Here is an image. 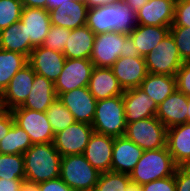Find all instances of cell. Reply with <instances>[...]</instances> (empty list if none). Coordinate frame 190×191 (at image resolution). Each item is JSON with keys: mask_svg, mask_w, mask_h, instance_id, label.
I'll use <instances>...</instances> for the list:
<instances>
[{"mask_svg": "<svg viewBox=\"0 0 190 191\" xmlns=\"http://www.w3.org/2000/svg\"><path fill=\"white\" fill-rule=\"evenodd\" d=\"M87 87L97 101L122 96L124 92L111 68L94 67Z\"/></svg>", "mask_w": 190, "mask_h": 191, "instance_id": "obj_23", "label": "cell"}, {"mask_svg": "<svg viewBox=\"0 0 190 191\" xmlns=\"http://www.w3.org/2000/svg\"><path fill=\"white\" fill-rule=\"evenodd\" d=\"M25 183H39L60 177L61 154L53 142L33 144L24 154Z\"/></svg>", "mask_w": 190, "mask_h": 191, "instance_id": "obj_2", "label": "cell"}, {"mask_svg": "<svg viewBox=\"0 0 190 191\" xmlns=\"http://www.w3.org/2000/svg\"><path fill=\"white\" fill-rule=\"evenodd\" d=\"M25 184V179L0 178V191H21Z\"/></svg>", "mask_w": 190, "mask_h": 191, "instance_id": "obj_44", "label": "cell"}, {"mask_svg": "<svg viewBox=\"0 0 190 191\" xmlns=\"http://www.w3.org/2000/svg\"><path fill=\"white\" fill-rule=\"evenodd\" d=\"M170 27L138 24L129 34L141 57H146L169 33Z\"/></svg>", "mask_w": 190, "mask_h": 191, "instance_id": "obj_27", "label": "cell"}, {"mask_svg": "<svg viewBox=\"0 0 190 191\" xmlns=\"http://www.w3.org/2000/svg\"><path fill=\"white\" fill-rule=\"evenodd\" d=\"M58 98L74 116L76 122L92 125L97 100L91 95L88 87L61 93Z\"/></svg>", "mask_w": 190, "mask_h": 191, "instance_id": "obj_13", "label": "cell"}, {"mask_svg": "<svg viewBox=\"0 0 190 191\" xmlns=\"http://www.w3.org/2000/svg\"><path fill=\"white\" fill-rule=\"evenodd\" d=\"M0 178L25 179L22 154H0Z\"/></svg>", "mask_w": 190, "mask_h": 191, "instance_id": "obj_33", "label": "cell"}, {"mask_svg": "<svg viewBox=\"0 0 190 191\" xmlns=\"http://www.w3.org/2000/svg\"><path fill=\"white\" fill-rule=\"evenodd\" d=\"M28 64V58L18 52L0 49V95L14 75Z\"/></svg>", "mask_w": 190, "mask_h": 191, "instance_id": "obj_30", "label": "cell"}, {"mask_svg": "<svg viewBox=\"0 0 190 191\" xmlns=\"http://www.w3.org/2000/svg\"><path fill=\"white\" fill-rule=\"evenodd\" d=\"M114 137L93 132L83 153L100 173L111 171Z\"/></svg>", "mask_w": 190, "mask_h": 191, "instance_id": "obj_20", "label": "cell"}, {"mask_svg": "<svg viewBox=\"0 0 190 191\" xmlns=\"http://www.w3.org/2000/svg\"><path fill=\"white\" fill-rule=\"evenodd\" d=\"M187 122H190V97H188Z\"/></svg>", "mask_w": 190, "mask_h": 191, "instance_id": "obj_53", "label": "cell"}, {"mask_svg": "<svg viewBox=\"0 0 190 191\" xmlns=\"http://www.w3.org/2000/svg\"><path fill=\"white\" fill-rule=\"evenodd\" d=\"M170 27H190V0H176L174 21Z\"/></svg>", "mask_w": 190, "mask_h": 191, "instance_id": "obj_38", "label": "cell"}, {"mask_svg": "<svg viewBox=\"0 0 190 191\" xmlns=\"http://www.w3.org/2000/svg\"><path fill=\"white\" fill-rule=\"evenodd\" d=\"M39 191H74L60 177L36 185Z\"/></svg>", "mask_w": 190, "mask_h": 191, "instance_id": "obj_41", "label": "cell"}, {"mask_svg": "<svg viewBox=\"0 0 190 191\" xmlns=\"http://www.w3.org/2000/svg\"><path fill=\"white\" fill-rule=\"evenodd\" d=\"M69 35V29L51 25L42 46L63 53L67 40L69 39Z\"/></svg>", "mask_w": 190, "mask_h": 191, "instance_id": "obj_36", "label": "cell"}, {"mask_svg": "<svg viewBox=\"0 0 190 191\" xmlns=\"http://www.w3.org/2000/svg\"><path fill=\"white\" fill-rule=\"evenodd\" d=\"M140 88L159 105L176 91V77L148 73Z\"/></svg>", "mask_w": 190, "mask_h": 191, "instance_id": "obj_29", "label": "cell"}, {"mask_svg": "<svg viewBox=\"0 0 190 191\" xmlns=\"http://www.w3.org/2000/svg\"><path fill=\"white\" fill-rule=\"evenodd\" d=\"M14 123L26 131L32 144L54 141V132L48 121L46 112H39L20 106L10 110Z\"/></svg>", "mask_w": 190, "mask_h": 191, "instance_id": "obj_8", "label": "cell"}, {"mask_svg": "<svg viewBox=\"0 0 190 191\" xmlns=\"http://www.w3.org/2000/svg\"><path fill=\"white\" fill-rule=\"evenodd\" d=\"M89 8L82 0H71L49 11L51 25L73 30L87 24Z\"/></svg>", "mask_w": 190, "mask_h": 191, "instance_id": "obj_21", "label": "cell"}, {"mask_svg": "<svg viewBox=\"0 0 190 191\" xmlns=\"http://www.w3.org/2000/svg\"><path fill=\"white\" fill-rule=\"evenodd\" d=\"M176 191H190V172L181 166L175 171Z\"/></svg>", "mask_w": 190, "mask_h": 191, "instance_id": "obj_42", "label": "cell"}, {"mask_svg": "<svg viewBox=\"0 0 190 191\" xmlns=\"http://www.w3.org/2000/svg\"><path fill=\"white\" fill-rule=\"evenodd\" d=\"M169 33L175 41L181 59L190 61V27H170Z\"/></svg>", "mask_w": 190, "mask_h": 191, "instance_id": "obj_37", "label": "cell"}, {"mask_svg": "<svg viewBox=\"0 0 190 191\" xmlns=\"http://www.w3.org/2000/svg\"><path fill=\"white\" fill-rule=\"evenodd\" d=\"M71 0H47V10L64 6L65 3Z\"/></svg>", "mask_w": 190, "mask_h": 191, "instance_id": "obj_49", "label": "cell"}, {"mask_svg": "<svg viewBox=\"0 0 190 191\" xmlns=\"http://www.w3.org/2000/svg\"><path fill=\"white\" fill-rule=\"evenodd\" d=\"M177 90L190 97V61H184L176 72Z\"/></svg>", "mask_w": 190, "mask_h": 191, "instance_id": "obj_39", "label": "cell"}, {"mask_svg": "<svg viewBox=\"0 0 190 191\" xmlns=\"http://www.w3.org/2000/svg\"><path fill=\"white\" fill-rule=\"evenodd\" d=\"M65 60L63 53L41 45L31 51L28 64L36 74L55 82L63 70Z\"/></svg>", "mask_w": 190, "mask_h": 191, "instance_id": "obj_14", "label": "cell"}, {"mask_svg": "<svg viewBox=\"0 0 190 191\" xmlns=\"http://www.w3.org/2000/svg\"><path fill=\"white\" fill-rule=\"evenodd\" d=\"M132 10L137 12L144 6L149 0H123Z\"/></svg>", "mask_w": 190, "mask_h": 191, "instance_id": "obj_48", "label": "cell"}, {"mask_svg": "<svg viewBox=\"0 0 190 191\" xmlns=\"http://www.w3.org/2000/svg\"><path fill=\"white\" fill-rule=\"evenodd\" d=\"M88 8L115 3L117 0H82Z\"/></svg>", "mask_w": 190, "mask_h": 191, "instance_id": "obj_47", "label": "cell"}, {"mask_svg": "<svg viewBox=\"0 0 190 191\" xmlns=\"http://www.w3.org/2000/svg\"><path fill=\"white\" fill-rule=\"evenodd\" d=\"M14 118L10 110L0 108V141L12 128Z\"/></svg>", "mask_w": 190, "mask_h": 191, "instance_id": "obj_43", "label": "cell"}, {"mask_svg": "<svg viewBox=\"0 0 190 191\" xmlns=\"http://www.w3.org/2000/svg\"><path fill=\"white\" fill-rule=\"evenodd\" d=\"M34 78L35 72L29 64L19 70L0 95V107L12 110L21 106L31 92Z\"/></svg>", "mask_w": 190, "mask_h": 191, "instance_id": "obj_12", "label": "cell"}, {"mask_svg": "<svg viewBox=\"0 0 190 191\" xmlns=\"http://www.w3.org/2000/svg\"><path fill=\"white\" fill-rule=\"evenodd\" d=\"M131 183L128 174L107 171L100 173L94 191H126Z\"/></svg>", "mask_w": 190, "mask_h": 191, "instance_id": "obj_34", "label": "cell"}, {"mask_svg": "<svg viewBox=\"0 0 190 191\" xmlns=\"http://www.w3.org/2000/svg\"><path fill=\"white\" fill-rule=\"evenodd\" d=\"M46 114L54 134L63 131L76 122L74 116L58 97L46 110Z\"/></svg>", "mask_w": 190, "mask_h": 191, "instance_id": "obj_32", "label": "cell"}, {"mask_svg": "<svg viewBox=\"0 0 190 191\" xmlns=\"http://www.w3.org/2000/svg\"><path fill=\"white\" fill-rule=\"evenodd\" d=\"M142 191H176L175 174L141 185Z\"/></svg>", "mask_w": 190, "mask_h": 191, "instance_id": "obj_40", "label": "cell"}, {"mask_svg": "<svg viewBox=\"0 0 190 191\" xmlns=\"http://www.w3.org/2000/svg\"><path fill=\"white\" fill-rule=\"evenodd\" d=\"M23 4L20 0H0V31L21 18Z\"/></svg>", "mask_w": 190, "mask_h": 191, "instance_id": "obj_35", "label": "cell"}, {"mask_svg": "<svg viewBox=\"0 0 190 191\" xmlns=\"http://www.w3.org/2000/svg\"><path fill=\"white\" fill-rule=\"evenodd\" d=\"M99 176L83 154L62 156L60 178L74 191H94Z\"/></svg>", "mask_w": 190, "mask_h": 191, "instance_id": "obj_5", "label": "cell"}, {"mask_svg": "<svg viewBox=\"0 0 190 191\" xmlns=\"http://www.w3.org/2000/svg\"><path fill=\"white\" fill-rule=\"evenodd\" d=\"M95 33L87 25L70 30L63 54L70 59H90Z\"/></svg>", "mask_w": 190, "mask_h": 191, "instance_id": "obj_26", "label": "cell"}, {"mask_svg": "<svg viewBox=\"0 0 190 191\" xmlns=\"http://www.w3.org/2000/svg\"><path fill=\"white\" fill-rule=\"evenodd\" d=\"M56 98L54 82L35 73L31 92L20 107L46 112Z\"/></svg>", "mask_w": 190, "mask_h": 191, "instance_id": "obj_24", "label": "cell"}, {"mask_svg": "<svg viewBox=\"0 0 190 191\" xmlns=\"http://www.w3.org/2000/svg\"><path fill=\"white\" fill-rule=\"evenodd\" d=\"M111 69L123 90L140 87L148 74L144 57H119Z\"/></svg>", "mask_w": 190, "mask_h": 191, "instance_id": "obj_16", "label": "cell"}, {"mask_svg": "<svg viewBox=\"0 0 190 191\" xmlns=\"http://www.w3.org/2000/svg\"><path fill=\"white\" fill-rule=\"evenodd\" d=\"M126 125L122 96L97 101L92 122L94 132L117 138L124 136Z\"/></svg>", "mask_w": 190, "mask_h": 191, "instance_id": "obj_4", "label": "cell"}, {"mask_svg": "<svg viewBox=\"0 0 190 191\" xmlns=\"http://www.w3.org/2000/svg\"><path fill=\"white\" fill-rule=\"evenodd\" d=\"M23 7H34L47 9V0H20Z\"/></svg>", "mask_w": 190, "mask_h": 191, "instance_id": "obj_46", "label": "cell"}, {"mask_svg": "<svg viewBox=\"0 0 190 191\" xmlns=\"http://www.w3.org/2000/svg\"><path fill=\"white\" fill-rule=\"evenodd\" d=\"M21 191H39L36 185L25 184Z\"/></svg>", "mask_w": 190, "mask_h": 191, "instance_id": "obj_50", "label": "cell"}, {"mask_svg": "<svg viewBox=\"0 0 190 191\" xmlns=\"http://www.w3.org/2000/svg\"><path fill=\"white\" fill-rule=\"evenodd\" d=\"M166 146L174 162L181 166L190 156V122L168 128Z\"/></svg>", "mask_w": 190, "mask_h": 191, "instance_id": "obj_25", "label": "cell"}, {"mask_svg": "<svg viewBox=\"0 0 190 191\" xmlns=\"http://www.w3.org/2000/svg\"><path fill=\"white\" fill-rule=\"evenodd\" d=\"M126 34L122 32H106L96 34L90 61L95 67L111 68L121 57Z\"/></svg>", "mask_w": 190, "mask_h": 191, "instance_id": "obj_11", "label": "cell"}, {"mask_svg": "<svg viewBox=\"0 0 190 191\" xmlns=\"http://www.w3.org/2000/svg\"><path fill=\"white\" fill-rule=\"evenodd\" d=\"M32 142L25 130L13 123L12 128L0 141V154H24Z\"/></svg>", "mask_w": 190, "mask_h": 191, "instance_id": "obj_31", "label": "cell"}, {"mask_svg": "<svg viewBox=\"0 0 190 191\" xmlns=\"http://www.w3.org/2000/svg\"><path fill=\"white\" fill-rule=\"evenodd\" d=\"M144 150L125 136L114 138L111 171L130 174Z\"/></svg>", "mask_w": 190, "mask_h": 191, "instance_id": "obj_19", "label": "cell"}, {"mask_svg": "<svg viewBox=\"0 0 190 191\" xmlns=\"http://www.w3.org/2000/svg\"><path fill=\"white\" fill-rule=\"evenodd\" d=\"M126 124L154 117L158 104L140 87L126 89L122 95Z\"/></svg>", "mask_w": 190, "mask_h": 191, "instance_id": "obj_15", "label": "cell"}, {"mask_svg": "<svg viewBox=\"0 0 190 191\" xmlns=\"http://www.w3.org/2000/svg\"><path fill=\"white\" fill-rule=\"evenodd\" d=\"M121 57H141L133 43V39L129 34H126V39L123 43V49L121 51Z\"/></svg>", "mask_w": 190, "mask_h": 191, "instance_id": "obj_45", "label": "cell"}, {"mask_svg": "<svg viewBox=\"0 0 190 191\" xmlns=\"http://www.w3.org/2000/svg\"><path fill=\"white\" fill-rule=\"evenodd\" d=\"M20 21L23 23L26 38L31 47L41 46L51 27L49 11L44 8L23 7Z\"/></svg>", "mask_w": 190, "mask_h": 191, "instance_id": "obj_17", "label": "cell"}, {"mask_svg": "<svg viewBox=\"0 0 190 191\" xmlns=\"http://www.w3.org/2000/svg\"><path fill=\"white\" fill-rule=\"evenodd\" d=\"M175 3L176 0H149L136 12L137 23L170 27L174 21Z\"/></svg>", "mask_w": 190, "mask_h": 191, "instance_id": "obj_18", "label": "cell"}, {"mask_svg": "<svg viewBox=\"0 0 190 191\" xmlns=\"http://www.w3.org/2000/svg\"><path fill=\"white\" fill-rule=\"evenodd\" d=\"M124 136L144 151L155 150L166 147L167 128L154 116L127 123Z\"/></svg>", "mask_w": 190, "mask_h": 191, "instance_id": "obj_6", "label": "cell"}, {"mask_svg": "<svg viewBox=\"0 0 190 191\" xmlns=\"http://www.w3.org/2000/svg\"><path fill=\"white\" fill-rule=\"evenodd\" d=\"M93 132L92 125L75 122L54 135V147L61 156L83 154Z\"/></svg>", "mask_w": 190, "mask_h": 191, "instance_id": "obj_10", "label": "cell"}, {"mask_svg": "<svg viewBox=\"0 0 190 191\" xmlns=\"http://www.w3.org/2000/svg\"><path fill=\"white\" fill-rule=\"evenodd\" d=\"M148 73L175 76L183 64L170 33L145 57Z\"/></svg>", "mask_w": 190, "mask_h": 191, "instance_id": "obj_7", "label": "cell"}, {"mask_svg": "<svg viewBox=\"0 0 190 191\" xmlns=\"http://www.w3.org/2000/svg\"><path fill=\"white\" fill-rule=\"evenodd\" d=\"M94 67L90 59L66 58L63 70L54 82L57 97L61 93L87 87Z\"/></svg>", "mask_w": 190, "mask_h": 191, "instance_id": "obj_9", "label": "cell"}, {"mask_svg": "<svg viewBox=\"0 0 190 191\" xmlns=\"http://www.w3.org/2000/svg\"><path fill=\"white\" fill-rule=\"evenodd\" d=\"M0 49L18 52L29 58L33 48L30 39L26 38L25 28L20 20L0 31Z\"/></svg>", "mask_w": 190, "mask_h": 191, "instance_id": "obj_28", "label": "cell"}, {"mask_svg": "<svg viewBox=\"0 0 190 191\" xmlns=\"http://www.w3.org/2000/svg\"><path fill=\"white\" fill-rule=\"evenodd\" d=\"M126 191H142V189H141V186L134 183H130Z\"/></svg>", "mask_w": 190, "mask_h": 191, "instance_id": "obj_51", "label": "cell"}, {"mask_svg": "<svg viewBox=\"0 0 190 191\" xmlns=\"http://www.w3.org/2000/svg\"><path fill=\"white\" fill-rule=\"evenodd\" d=\"M186 171L190 172V156L189 158L181 165Z\"/></svg>", "mask_w": 190, "mask_h": 191, "instance_id": "obj_52", "label": "cell"}, {"mask_svg": "<svg viewBox=\"0 0 190 191\" xmlns=\"http://www.w3.org/2000/svg\"><path fill=\"white\" fill-rule=\"evenodd\" d=\"M177 167L166 146L144 151L129 176L131 183L141 186L174 175Z\"/></svg>", "mask_w": 190, "mask_h": 191, "instance_id": "obj_3", "label": "cell"}, {"mask_svg": "<svg viewBox=\"0 0 190 191\" xmlns=\"http://www.w3.org/2000/svg\"><path fill=\"white\" fill-rule=\"evenodd\" d=\"M87 27L95 34L122 32L130 34L138 25L137 13L123 0L89 8Z\"/></svg>", "mask_w": 190, "mask_h": 191, "instance_id": "obj_1", "label": "cell"}, {"mask_svg": "<svg viewBox=\"0 0 190 191\" xmlns=\"http://www.w3.org/2000/svg\"><path fill=\"white\" fill-rule=\"evenodd\" d=\"M188 97L176 89L158 105L156 117L170 128L187 123Z\"/></svg>", "mask_w": 190, "mask_h": 191, "instance_id": "obj_22", "label": "cell"}]
</instances>
